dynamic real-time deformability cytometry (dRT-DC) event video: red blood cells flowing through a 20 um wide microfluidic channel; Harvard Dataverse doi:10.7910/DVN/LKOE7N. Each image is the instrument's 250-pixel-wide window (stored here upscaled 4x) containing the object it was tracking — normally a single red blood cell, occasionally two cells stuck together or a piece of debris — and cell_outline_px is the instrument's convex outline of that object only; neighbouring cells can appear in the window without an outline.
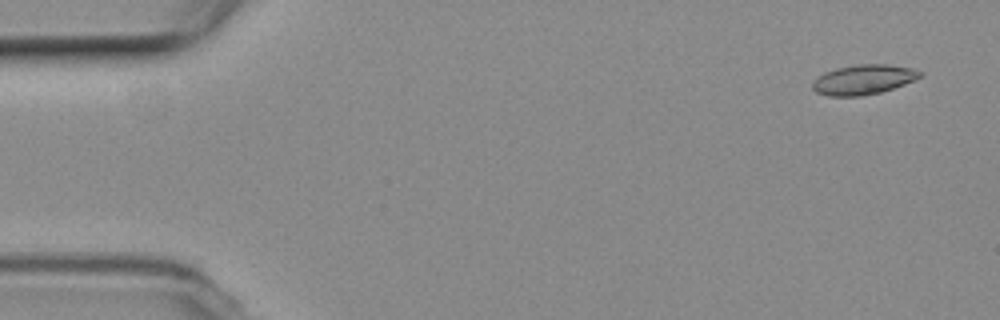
{"species": "common noctule bat (a hibernating species)", "species_latin": "Nyctalus noctula", "temperature_condition": "room temperature", "stored_images_in_passage": 18, "camera_frame_rate_fps": 3000, "um_per_image_px": 0.085, "animal": {"sex": "female", "body_mass_g": 19.3, "forearm_length_mm": 54.1}, "frame": {"image": 1, "passage_image": 3, "time_ms": 0.667, "image_size_px": [1000, 320], "cell_outline_px": [[924, 72], [920, 76], [904, 84], [880, 92], [860, 96], [828, 96], [816, 92], [812, 88], [812, 80], [824, 72], [836, 68], [856, 64], [888, 64], [912, 68]], "centroid_in_image_um": [73.34, 6.75], "position_along_channel_um": 11.7, "area_um2": 18.67}}
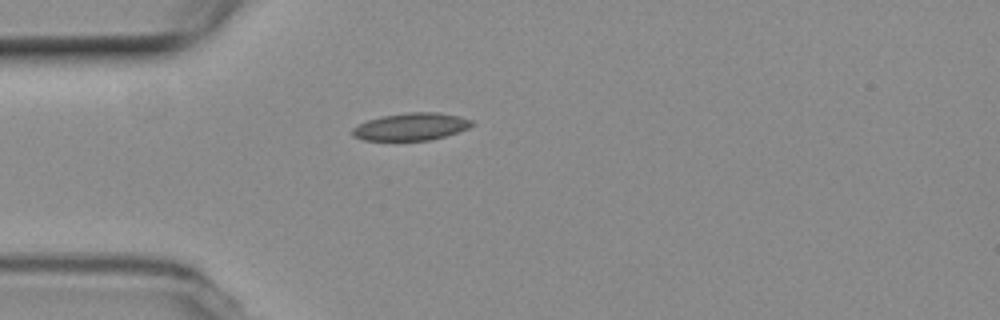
{"frame": {"image": 2, "passage_image": 15, "time_ms": 4.667, "image_size_px": [1000, 320], "cell_outline_px": [[476, 124], [468, 128], [444, 136], [428, 140], [364, 140], [352, 136], [352, 128], [368, 120], [380, 116], [408, 112], [436, 112], [460, 116], [472, 120]], "centroid_in_image_um": [34.95, 10.75], "position_along_channel_um": 50.1, "area_um2": 19.02}}